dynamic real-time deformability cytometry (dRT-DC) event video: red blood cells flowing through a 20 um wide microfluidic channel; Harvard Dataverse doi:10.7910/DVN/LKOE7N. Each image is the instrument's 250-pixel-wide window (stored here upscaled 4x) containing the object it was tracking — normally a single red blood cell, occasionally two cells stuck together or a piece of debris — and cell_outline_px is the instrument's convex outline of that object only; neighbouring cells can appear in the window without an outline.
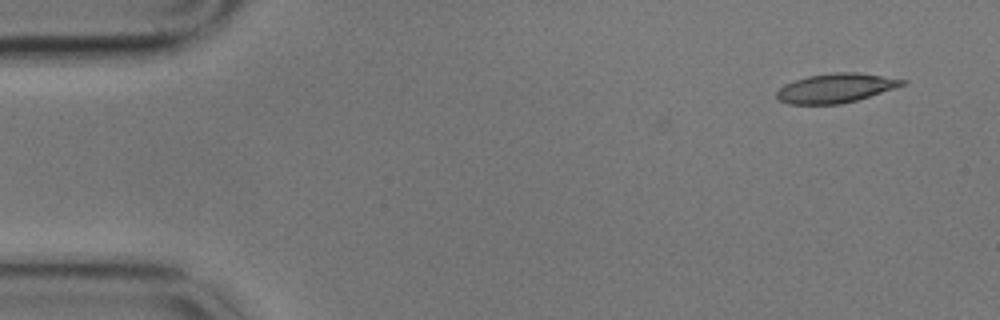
{"species": "common noctule bat (a hibernating species)", "species_latin": "Nyctalus noctula", "temperature_condition": "cold", "stored_images_in_passage": 2, "camera_frame_rate_fps": 3000, "um_per_image_px": 0.085, "animal": {"sex": "male", "body_mass_g": 17.9}, "frame": {"image": 1, "passage_image": 2, "time_ms": 0.333, "image_size_px": [1000, 320], "cell_outline_px": [[908, 84], [856, 100], [840, 104], [788, 104], [780, 100], [776, 96], [776, 92], [784, 84], [808, 76], [832, 72], [856, 72], [908, 80]], "centroid_in_image_um": [71.05, 7.48], "position_along_channel_um": 13.9, "area_um2": 21.33}}